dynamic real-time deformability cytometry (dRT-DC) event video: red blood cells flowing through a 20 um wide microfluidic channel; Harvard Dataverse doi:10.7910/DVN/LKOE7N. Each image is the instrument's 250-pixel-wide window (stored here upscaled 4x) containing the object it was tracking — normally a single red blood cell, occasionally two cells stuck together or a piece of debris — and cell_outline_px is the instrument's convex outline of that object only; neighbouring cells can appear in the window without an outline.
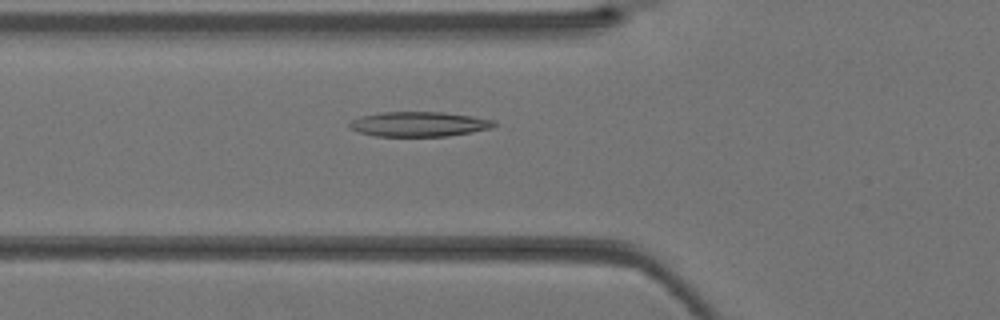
{"species": "Egyptian fruit bat (a non-hibernating species)", "species_latin": "Rousettus aegyptiacus", "temperature_condition": "warm", "stored_images_in_passage": 29, "camera_frame_rate_fps": 3000, "um_per_image_px": 0.085, "animal": {"sex": "female"}, "frame": {"image": 1, "passage_image": 4, "time_ms": 1.0, "image_size_px": [1000, 320], "cell_outline_px": [[496, 124], [488, 128], [472, 132], [448, 136], [376, 136], [360, 132], [348, 128], [348, 124], [352, 120], [364, 116], [380, 112], [444, 112], [472, 116], [496, 120]], "centroid_in_image_um": [35.61, 10.55], "position_along_channel_um": 90.2, "area_um2": 20.81}}
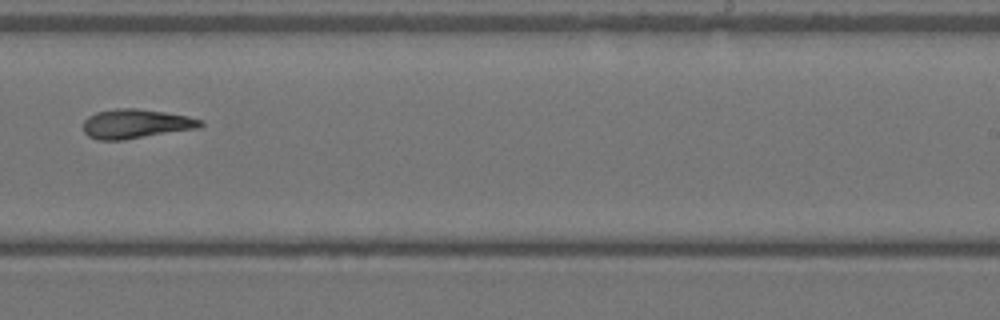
{"frame": {"image": 2, "passage_image": 15, "time_ms": 4.667, "image_size_px": [1000, 320], "cell_outline_px": [[204, 124], [200, 128], [124, 140], [100, 140], [88, 136], [84, 132], [84, 120], [88, 116], [96, 112], [116, 108], [136, 108], [164, 112], [188, 116], [204, 120]], "centroid_in_image_um": [11.57, 10.52], "position_along_channel_um": 277.4, "area_um2": 20.17}}
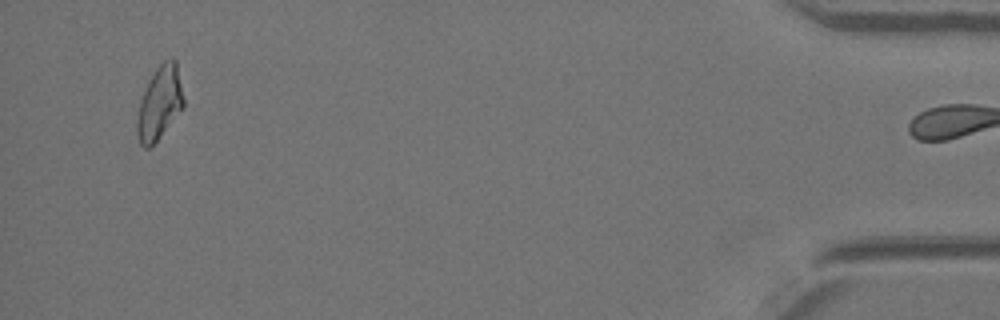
{"frame": {"image": 3, "passage_image": 28, "time_ms": 9.0, "image_size_px": [1000, 320], "cell_outline_px": [[184, 108], [156, 140], [148, 148], [144, 148], [140, 144], [136, 132], [136, 120], [140, 100], [156, 68], [164, 60], [172, 56], [176, 60], [184, 100]], "centroid_in_image_um": [13.57, 8.75], "position_along_channel_um": 421.6, "area_um2": 19.65}}